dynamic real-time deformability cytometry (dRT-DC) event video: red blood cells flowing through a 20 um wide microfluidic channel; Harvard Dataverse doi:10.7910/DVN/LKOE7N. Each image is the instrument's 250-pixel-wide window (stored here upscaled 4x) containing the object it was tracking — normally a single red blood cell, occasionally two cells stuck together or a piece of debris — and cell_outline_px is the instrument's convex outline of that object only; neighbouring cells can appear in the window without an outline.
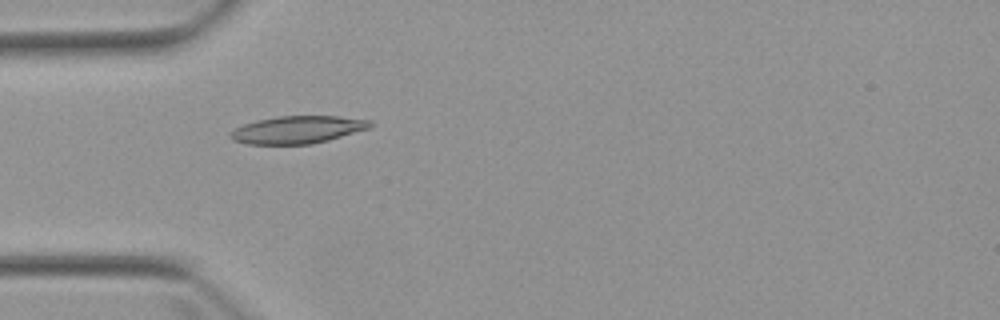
{"species": "Egyptian fruit bat (a non-hibernating species)", "species_latin": "Rousettus aegyptiacus", "temperature_condition": "warm", "stored_images_in_passage": 3, "camera_frame_rate_fps": 3000, "um_per_image_px": 0.085, "animal": {"sex": "female"}, "frame": {"image": 1, "passage_image": 2, "time_ms": 2.0, "image_size_px": [1000, 320], "cell_outline_px": [[372, 124], [368, 128], [328, 140], [312, 144], [248, 144], [232, 140], [228, 136], [228, 132], [244, 124], [256, 120], [276, 116], [340, 116], [372, 120]], "centroid_in_image_um": [25.25, 11.02], "position_along_channel_um": 59.8, "area_um2": 22.43}}
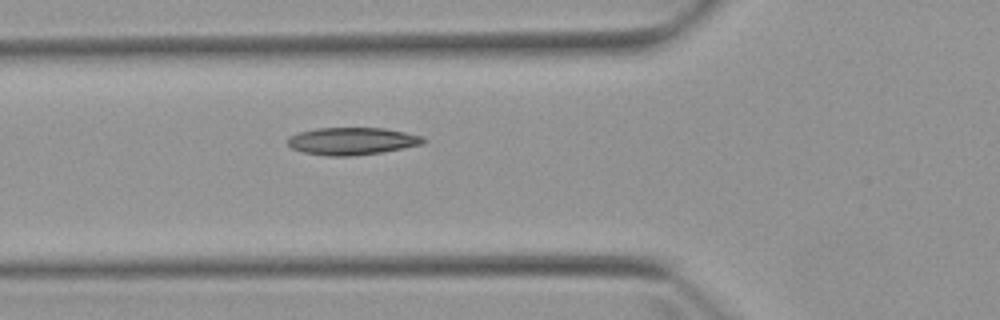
{"frame": {"image": 2, "passage_image": 3, "time_ms": 3.0, "image_size_px": [1000, 320], "cell_outline_px": [[428, 140], [424, 144], [404, 148], [380, 152], [352, 156], [328, 156], [304, 152], [292, 148], [288, 144], [288, 136], [300, 132], [316, 128], [384, 128], [424, 136]], "centroid_in_image_um": [29.96, 11.99], "position_along_channel_um": 95.8, "area_um2": 21.68}}